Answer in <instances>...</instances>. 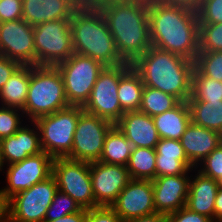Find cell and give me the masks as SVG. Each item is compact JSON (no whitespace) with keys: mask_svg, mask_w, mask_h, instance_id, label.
Here are the masks:
<instances>
[{"mask_svg":"<svg viewBox=\"0 0 222 222\" xmlns=\"http://www.w3.org/2000/svg\"><path fill=\"white\" fill-rule=\"evenodd\" d=\"M149 30L153 47L195 62L199 53V20L195 9L167 4L149 21Z\"/></svg>","mask_w":222,"mask_h":222,"instance_id":"cell-1","label":"cell"},{"mask_svg":"<svg viewBox=\"0 0 222 222\" xmlns=\"http://www.w3.org/2000/svg\"><path fill=\"white\" fill-rule=\"evenodd\" d=\"M131 66L144 86L173 95L179 101L190 98L194 61L151 46Z\"/></svg>","mask_w":222,"mask_h":222,"instance_id":"cell-2","label":"cell"},{"mask_svg":"<svg viewBox=\"0 0 222 222\" xmlns=\"http://www.w3.org/2000/svg\"><path fill=\"white\" fill-rule=\"evenodd\" d=\"M98 8L115 40L120 58L132 65L152 46L149 21L127 0H110Z\"/></svg>","mask_w":222,"mask_h":222,"instance_id":"cell-3","label":"cell"},{"mask_svg":"<svg viewBox=\"0 0 222 222\" xmlns=\"http://www.w3.org/2000/svg\"><path fill=\"white\" fill-rule=\"evenodd\" d=\"M74 53L91 57L105 67L125 63L98 7L78 8L70 18Z\"/></svg>","mask_w":222,"mask_h":222,"instance_id":"cell-4","label":"cell"},{"mask_svg":"<svg viewBox=\"0 0 222 222\" xmlns=\"http://www.w3.org/2000/svg\"><path fill=\"white\" fill-rule=\"evenodd\" d=\"M62 76L56 66L30 65V84L25 107L29 123L68 107Z\"/></svg>","mask_w":222,"mask_h":222,"instance_id":"cell-5","label":"cell"},{"mask_svg":"<svg viewBox=\"0 0 222 222\" xmlns=\"http://www.w3.org/2000/svg\"><path fill=\"white\" fill-rule=\"evenodd\" d=\"M81 106L69 105L52 114L37 118L42 151L53 158H66L72 151L73 138Z\"/></svg>","mask_w":222,"mask_h":222,"instance_id":"cell-6","label":"cell"},{"mask_svg":"<svg viewBox=\"0 0 222 222\" xmlns=\"http://www.w3.org/2000/svg\"><path fill=\"white\" fill-rule=\"evenodd\" d=\"M36 65L57 66L73 53L70 19L47 21L33 27Z\"/></svg>","mask_w":222,"mask_h":222,"instance_id":"cell-7","label":"cell"},{"mask_svg":"<svg viewBox=\"0 0 222 222\" xmlns=\"http://www.w3.org/2000/svg\"><path fill=\"white\" fill-rule=\"evenodd\" d=\"M56 67L62 76L69 105L83 107L105 66L91 57L73 53Z\"/></svg>","mask_w":222,"mask_h":222,"instance_id":"cell-8","label":"cell"},{"mask_svg":"<svg viewBox=\"0 0 222 222\" xmlns=\"http://www.w3.org/2000/svg\"><path fill=\"white\" fill-rule=\"evenodd\" d=\"M131 67L128 63L104 67L98 75L88 101L82 107L83 110L115 125L124 114L118 99L119 80Z\"/></svg>","mask_w":222,"mask_h":222,"instance_id":"cell-9","label":"cell"},{"mask_svg":"<svg viewBox=\"0 0 222 222\" xmlns=\"http://www.w3.org/2000/svg\"><path fill=\"white\" fill-rule=\"evenodd\" d=\"M52 176L58 190L71 196L84 209L98 207L90 178V162L54 158Z\"/></svg>","mask_w":222,"mask_h":222,"instance_id":"cell-10","label":"cell"},{"mask_svg":"<svg viewBox=\"0 0 222 222\" xmlns=\"http://www.w3.org/2000/svg\"><path fill=\"white\" fill-rule=\"evenodd\" d=\"M113 126L108 120L83 111L77 122L72 151L66 158L75 161H99L105 137Z\"/></svg>","mask_w":222,"mask_h":222,"instance_id":"cell-11","label":"cell"},{"mask_svg":"<svg viewBox=\"0 0 222 222\" xmlns=\"http://www.w3.org/2000/svg\"><path fill=\"white\" fill-rule=\"evenodd\" d=\"M57 190L56 180L51 176L15 194L9 199L10 222H44Z\"/></svg>","mask_w":222,"mask_h":222,"instance_id":"cell-12","label":"cell"},{"mask_svg":"<svg viewBox=\"0 0 222 222\" xmlns=\"http://www.w3.org/2000/svg\"><path fill=\"white\" fill-rule=\"evenodd\" d=\"M53 161V157L42 151L39 154L28 156L23 161L7 165V186L0 189L1 193L10 199L36 183L47 180L52 176Z\"/></svg>","mask_w":222,"mask_h":222,"instance_id":"cell-13","label":"cell"},{"mask_svg":"<svg viewBox=\"0 0 222 222\" xmlns=\"http://www.w3.org/2000/svg\"><path fill=\"white\" fill-rule=\"evenodd\" d=\"M0 53L21 65H36L33 26L23 19L1 22Z\"/></svg>","mask_w":222,"mask_h":222,"instance_id":"cell-14","label":"cell"},{"mask_svg":"<svg viewBox=\"0 0 222 222\" xmlns=\"http://www.w3.org/2000/svg\"><path fill=\"white\" fill-rule=\"evenodd\" d=\"M90 178L97 206L110 207L132 180L127 166L90 162Z\"/></svg>","mask_w":222,"mask_h":222,"instance_id":"cell-15","label":"cell"},{"mask_svg":"<svg viewBox=\"0 0 222 222\" xmlns=\"http://www.w3.org/2000/svg\"><path fill=\"white\" fill-rule=\"evenodd\" d=\"M110 207L122 221L155 213L152 181L132 179Z\"/></svg>","mask_w":222,"mask_h":222,"instance_id":"cell-16","label":"cell"},{"mask_svg":"<svg viewBox=\"0 0 222 222\" xmlns=\"http://www.w3.org/2000/svg\"><path fill=\"white\" fill-rule=\"evenodd\" d=\"M182 175L156 177L152 180L154 206L157 213L168 216L186 206L190 178Z\"/></svg>","mask_w":222,"mask_h":222,"instance_id":"cell-17","label":"cell"},{"mask_svg":"<svg viewBox=\"0 0 222 222\" xmlns=\"http://www.w3.org/2000/svg\"><path fill=\"white\" fill-rule=\"evenodd\" d=\"M34 128L23 125L14 135L0 140V156L3 166L23 161L28 156L42 152L40 132L37 124L32 121Z\"/></svg>","mask_w":222,"mask_h":222,"instance_id":"cell-18","label":"cell"},{"mask_svg":"<svg viewBox=\"0 0 222 222\" xmlns=\"http://www.w3.org/2000/svg\"><path fill=\"white\" fill-rule=\"evenodd\" d=\"M115 126L133 148L155 149L160 139L153 117L140 111L125 112Z\"/></svg>","mask_w":222,"mask_h":222,"instance_id":"cell-19","label":"cell"},{"mask_svg":"<svg viewBox=\"0 0 222 222\" xmlns=\"http://www.w3.org/2000/svg\"><path fill=\"white\" fill-rule=\"evenodd\" d=\"M188 160L197 167L221 143V134L190 122L180 138Z\"/></svg>","mask_w":222,"mask_h":222,"instance_id":"cell-20","label":"cell"},{"mask_svg":"<svg viewBox=\"0 0 222 222\" xmlns=\"http://www.w3.org/2000/svg\"><path fill=\"white\" fill-rule=\"evenodd\" d=\"M22 19L31 26L70 19L78 6L72 0H22Z\"/></svg>","mask_w":222,"mask_h":222,"instance_id":"cell-21","label":"cell"},{"mask_svg":"<svg viewBox=\"0 0 222 222\" xmlns=\"http://www.w3.org/2000/svg\"><path fill=\"white\" fill-rule=\"evenodd\" d=\"M155 150L156 177L182 175L197 169L188 160L180 140L159 139Z\"/></svg>","mask_w":222,"mask_h":222,"instance_id":"cell-22","label":"cell"},{"mask_svg":"<svg viewBox=\"0 0 222 222\" xmlns=\"http://www.w3.org/2000/svg\"><path fill=\"white\" fill-rule=\"evenodd\" d=\"M190 178L186 207L209 217L214 222V208L219 183L211 177L197 172Z\"/></svg>","mask_w":222,"mask_h":222,"instance_id":"cell-23","label":"cell"},{"mask_svg":"<svg viewBox=\"0 0 222 222\" xmlns=\"http://www.w3.org/2000/svg\"><path fill=\"white\" fill-rule=\"evenodd\" d=\"M160 139L180 140L191 122L187 101H180L172 109L153 117Z\"/></svg>","mask_w":222,"mask_h":222,"instance_id":"cell-24","label":"cell"},{"mask_svg":"<svg viewBox=\"0 0 222 222\" xmlns=\"http://www.w3.org/2000/svg\"><path fill=\"white\" fill-rule=\"evenodd\" d=\"M30 84V65H21L0 89L1 107L23 110Z\"/></svg>","mask_w":222,"mask_h":222,"instance_id":"cell-25","label":"cell"},{"mask_svg":"<svg viewBox=\"0 0 222 222\" xmlns=\"http://www.w3.org/2000/svg\"><path fill=\"white\" fill-rule=\"evenodd\" d=\"M133 146L114 125L107 133L99 162L127 166Z\"/></svg>","mask_w":222,"mask_h":222,"instance_id":"cell-26","label":"cell"},{"mask_svg":"<svg viewBox=\"0 0 222 222\" xmlns=\"http://www.w3.org/2000/svg\"><path fill=\"white\" fill-rule=\"evenodd\" d=\"M144 89L140 75L131 67L119 80L118 99L122 111H139Z\"/></svg>","mask_w":222,"mask_h":222,"instance_id":"cell-27","label":"cell"},{"mask_svg":"<svg viewBox=\"0 0 222 222\" xmlns=\"http://www.w3.org/2000/svg\"><path fill=\"white\" fill-rule=\"evenodd\" d=\"M187 103L192 123L222 133V101Z\"/></svg>","mask_w":222,"mask_h":222,"instance_id":"cell-28","label":"cell"},{"mask_svg":"<svg viewBox=\"0 0 222 222\" xmlns=\"http://www.w3.org/2000/svg\"><path fill=\"white\" fill-rule=\"evenodd\" d=\"M156 150L152 148H133L127 169L131 179L154 180L156 178Z\"/></svg>","mask_w":222,"mask_h":222,"instance_id":"cell-29","label":"cell"},{"mask_svg":"<svg viewBox=\"0 0 222 222\" xmlns=\"http://www.w3.org/2000/svg\"><path fill=\"white\" fill-rule=\"evenodd\" d=\"M222 101V81L204 76L196 67L192 75L191 96L187 102Z\"/></svg>","mask_w":222,"mask_h":222,"instance_id":"cell-30","label":"cell"},{"mask_svg":"<svg viewBox=\"0 0 222 222\" xmlns=\"http://www.w3.org/2000/svg\"><path fill=\"white\" fill-rule=\"evenodd\" d=\"M179 102L173 95L144 86L139 111L154 117L172 109Z\"/></svg>","mask_w":222,"mask_h":222,"instance_id":"cell-31","label":"cell"},{"mask_svg":"<svg viewBox=\"0 0 222 222\" xmlns=\"http://www.w3.org/2000/svg\"><path fill=\"white\" fill-rule=\"evenodd\" d=\"M222 51V23H199V52Z\"/></svg>","mask_w":222,"mask_h":222,"instance_id":"cell-32","label":"cell"},{"mask_svg":"<svg viewBox=\"0 0 222 222\" xmlns=\"http://www.w3.org/2000/svg\"><path fill=\"white\" fill-rule=\"evenodd\" d=\"M81 209V206L71 196L57 190L46 212L44 221L59 219L65 215L77 213Z\"/></svg>","mask_w":222,"mask_h":222,"instance_id":"cell-33","label":"cell"},{"mask_svg":"<svg viewBox=\"0 0 222 222\" xmlns=\"http://www.w3.org/2000/svg\"><path fill=\"white\" fill-rule=\"evenodd\" d=\"M195 67L208 78L222 81V51L199 52Z\"/></svg>","mask_w":222,"mask_h":222,"instance_id":"cell-34","label":"cell"},{"mask_svg":"<svg viewBox=\"0 0 222 222\" xmlns=\"http://www.w3.org/2000/svg\"><path fill=\"white\" fill-rule=\"evenodd\" d=\"M20 112L23 114L20 109L0 106V140L14 135L23 126Z\"/></svg>","mask_w":222,"mask_h":222,"instance_id":"cell-35","label":"cell"},{"mask_svg":"<svg viewBox=\"0 0 222 222\" xmlns=\"http://www.w3.org/2000/svg\"><path fill=\"white\" fill-rule=\"evenodd\" d=\"M203 175L217 180L219 185L222 183V143L209 154L198 166ZM202 166V167H201Z\"/></svg>","mask_w":222,"mask_h":222,"instance_id":"cell-36","label":"cell"},{"mask_svg":"<svg viewBox=\"0 0 222 222\" xmlns=\"http://www.w3.org/2000/svg\"><path fill=\"white\" fill-rule=\"evenodd\" d=\"M196 11L199 23H222V0H201Z\"/></svg>","mask_w":222,"mask_h":222,"instance_id":"cell-37","label":"cell"},{"mask_svg":"<svg viewBox=\"0 0 222 222\" xmlns=\"http://www.w3.org/2000/svg\"><path fill=\"white\" fill-rule=\"evenodd\" d=\"M147 21H150L154 15L164 8L167 0H127Z\"/></svg>","mask_w":222,"mask_h":222,"instance_id":"cell-38","label":"cell"},{"mask_svg":"<svg viewBox=\"0 0 222 222\" xmlns=\"http://www.w3.org/2000/svg\"><path fill=\"white\" fill-rule=\"evenodd\" d=\"M22 0H0V23L22 19Z\"/></svg>","mask_w":222,"mask_h":222,"instance_id":"cell-39","label":"cell"},{"mask_svg":"<svg viewBox=\"0 0 222 222\" xmlns=\"http://www.w3.org/2000/svg\"><path fill=\"white\" fill-rule=\"evenodd\" d=\"M84 222H122L119 215L107 206L87 209Z\"/></svg>","mask_w":222,"mask_h":222,"instance_id":"cell-40","label":"cell"},{"mask_svg":"<svg viewBox=\"0 0 222 222\" xmlns=\"http://www.w3.org/2000/svg\"><path fill=\"white\" fill-rule=\"evenodd\" d=\"M167 222H213L209 217L196 213L186 206L167 216Z\"/></svg>","mask_w":222,"mask_h":222,"instance_id":"cell-41","label":"cell"},{"mask_svg":"<svg viewBox=\"0 0 222 222\" xmlns=\"http://www.w3.org/2000/svg\"><path fill=\"white\" fill-rule=\"evenodd\" d=\"M21 66L15 60L8 59L5 55L0 53V89L4 86L11 75Z\"/></svg>","mask_w":222,"mask_h":222,"instance_id":"cell-42","label":"cell"},{"mask_svg":"<svg viewBox=\"0 0 222 222\" xmlns=\"http://www.w3.org/2000/svg\"><path fill=\"white\" fill-rule=\"evenodd\" d=\"M122 222H167V216L165 214L155 212L150 215H145Z\"/></svg>","mask_w":222,"mask_h":222,"instance_id":"cell-43","label":"cell"},{"mask_svg":"<svg viewBox=\"0 0 222 222\" xmlns=\"http://www.w3.org/2000/svg\"><path fill=\"white\" fill-rule=\"evenodd\" d=\"M86 214H87V209L82 208L77 213L68 214L62 218L55 219L52 221H44V222H84Z\"/></svg>","mask_w":222,"mask_h":222,"instance_id":"cell-44","label":"cell"},{"mask_svg":"<svg viewBox=\"0 0 222 222\" xmlns=\"http://www.w3.org/2000/svg\"><path fill=\"white\" fill-rule=\"evenodd\" d=\"M0 222H10L9 199L0 191Z\"/></svg>","mask_w":222,"mask_h":222,"instance_id":"cell-45","label":"cell"},{"mask_svg":"<svg viewBox=\"0 0 222 222\" xmlns=\"http://www.w3.org/2000/svg\"><path fill=\"white\" fill-rule=\"evenodd\" d=\"M214 208V222H222V186H219Z\"/></svg>","mask_w":222,"mask_h":222,"instance_id":"cell-46","label":"cell"},{"mask_svg":"<svg viewBox=\"0 0 222 222\" xmlns=\"http://www.w3.org/2000/svg\"><path fill=\"white\" fill-rule=\"evenodd\" d=\"M167 1H168V4L188 6L195 10L199 7L201 3V0H167Z\"/></svg>","mask_w":222,"mask_h":222,"instance_id":"cell-47","label":"cell"},{"mask_svg":"<svg viewBox=\"0 0 222 222\" xmlns=\"http://www.w3.org/2000/svg\"><path fill=\"white\" fill-rule=\"evenodd\" d=\"M78 8L94 7V0H72Z\"/></svg>","mask_w":222,"mask_h":222,"instance_id":"cell-48","label":"cell"},{"mask_svg":"<svg viewBox=\"0 0 222 222\" xmlns=\"http://www.w3.org/2000/svg\"><path fill=\"white\" fill-rule=\"evenodd\" d=\"M110 0H94V7H98L100 4L105 3Z\"/></svg>","mask_w":222,"mask_h":222,"instance_id":"cell-49","label":"cell"},{"mask_svg":"<svg viewBox=\"0 0 222 222\" xmlns=\"http://www.w3.org/2000/svg\"><path fill=\"white\" fill-rule=\"evenodd\" d=\"M1 169L4 170L3 169V164H2V161H1V156H0V171H2Z\"/></svg>","mask_w":222,"mask_h":222,"instance_id":"cell-50","label":"cell"}]
</instances>
